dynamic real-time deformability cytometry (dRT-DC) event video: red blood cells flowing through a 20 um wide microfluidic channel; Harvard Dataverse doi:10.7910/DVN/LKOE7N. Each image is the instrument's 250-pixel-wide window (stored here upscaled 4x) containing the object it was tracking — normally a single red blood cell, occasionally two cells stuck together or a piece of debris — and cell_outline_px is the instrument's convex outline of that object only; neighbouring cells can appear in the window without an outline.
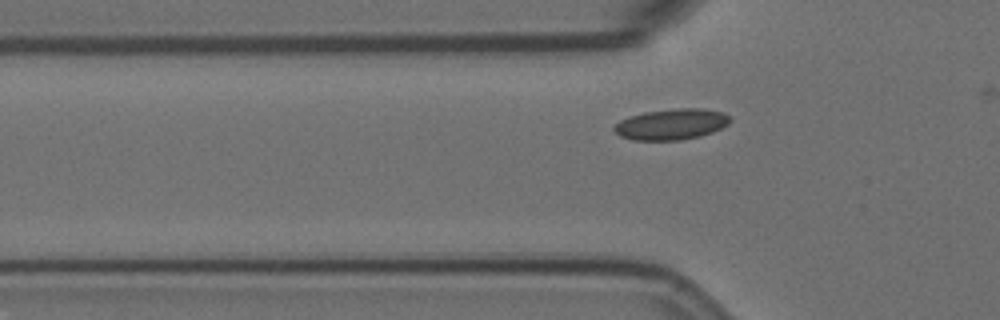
{"species": "Egyptian fruit bat (a non-hibernating species)", "species_latin": "Rousettus aegyptiacus", "temperature_condition": "room temperature", "stored_images_in_passage": 14, "camera_frame_rate_fps": 3000, "um_per_image_px": 0.085, "animal": {"sex": "female"}, "frame": {"image": 1, "passage_image": 7, "time_ms": 2.0, "image_size_px": [1000, 320], "cell_outline_px": [[732, 120], [728, 124], [712, 132], [700, 136], [680, 140], [632, 140], [620, 136], [612, 128], [620, 120], [628, 116], [644, 112], [676, 108], [704, 108], [724, 112], [732, 116]], "centroid_in_image_um": [57.09, 10.55], "position_along_channel_um": 68.7, "area_um2": 21.1}}
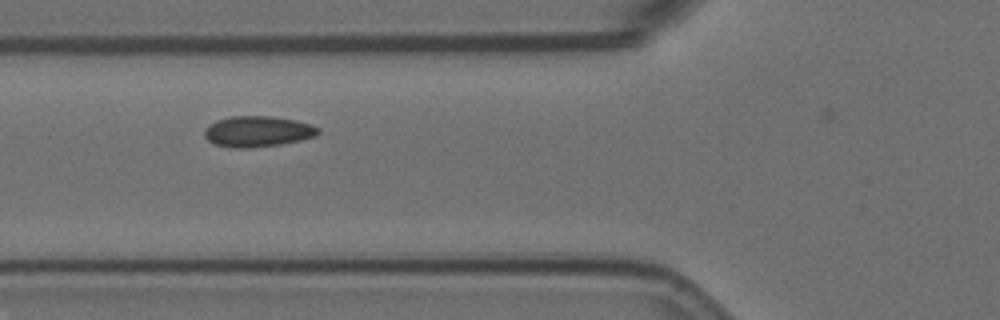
{"frame": {"image": 2, "passage_image": 10, "time_ms": 3.0, "image_size_px": [1000, 320], "cell_outline_px": [[320, 132], [316, 136], [300, 140], [280, 144], [248, 148], [232, 148], [216, 144], [208, 140], [204, 136], [204, 128], [208, 124], [216, 120], [232, 116], [272, 116], [296, 120], [320, 128]], "centroid_in_image_um": [21.88, 11.17], "position_along_channel_um": 103.9, "area_um2": 20.46}}
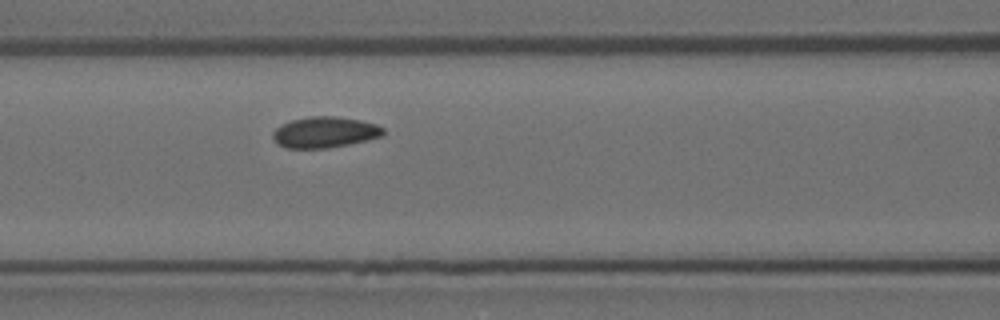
{"frame": {"image": 3, "passage_image": 13, "time_ms": 4.0, "image_size_px": [1000, 320], "cell_outline_px": [[384, 136], [368, 140], [328, 148], [288, 148], [276, 144], [272, 136], [272, 132], [280, 124], [292, 120], [308, 116], [336, 116], [360, 120], [376, 124], [384, 128]], "centroid_in_image_um": [27.6, 11.24], "position_along_channel_um": 139.0, "area_um2": 20.11}}